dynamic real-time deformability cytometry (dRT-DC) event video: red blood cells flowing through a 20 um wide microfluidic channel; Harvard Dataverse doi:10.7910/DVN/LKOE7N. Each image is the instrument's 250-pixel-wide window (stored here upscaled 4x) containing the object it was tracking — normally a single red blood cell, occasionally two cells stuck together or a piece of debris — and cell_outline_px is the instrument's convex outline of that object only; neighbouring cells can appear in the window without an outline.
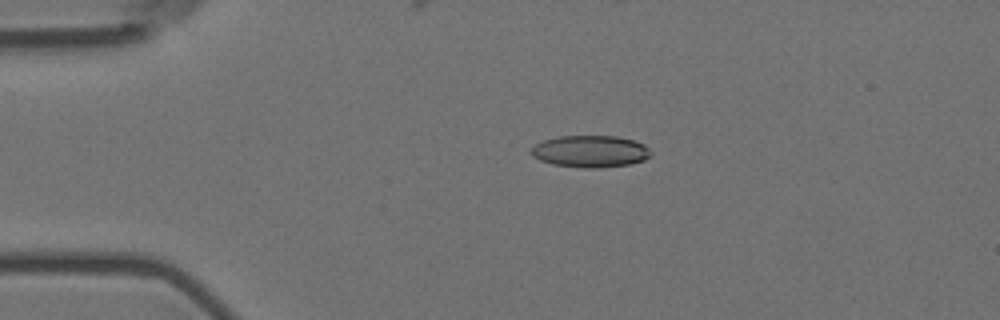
{"species": "Egyptian fruit bat (a non-hibernating species)", "species_latin": "Rousettus aegyptiacus", "temperature_condition": "room temperature", "stored_images_in_passage": 49, "camera_frame_rate_fps": 3000, "um_per_image_px": 0.085, "animal": {"sex": "female"}, "frame": {"image": 1, "passage_image": 4, "time_ms": 1.0, "image_size_px": [1000, 320], "cell_outline_px": [[652, 152], [644, 160], [632, 164], [596, 168], [584, 168], [552, 164], [540, 160], [532, 156], [528, 152], [536, 144], [544, 140], [560, 136], [616, 136], [632, 140], [644, 144]], "centroid_in_image_um": [50.16, 12.87], "position_along_channel_um": 34.8, "area_um2": 22.25}}
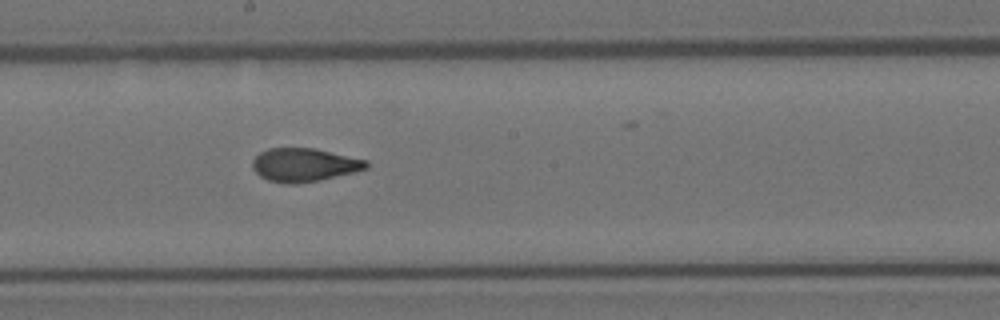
{"frame": {"image": 2, "passage_image": 23, "time_ms": 7.333, "image_size_px": [1000, 320], "cell_outline_px": [[368, 168], [356, 172], [320, 180], [296, 184], [288, 184], [268, 180], [260, 176], [252, 168], [252, 160], [260, 152], [268, 148], [316, 148], [368, 160]], "centroid_in_image_um": [25.87, 14.01], "position_along_channel_um": 222.3, "area_um2": 22.37}}
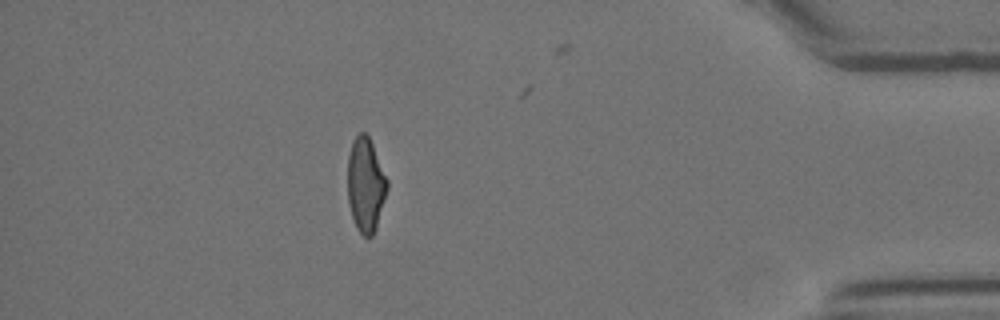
{"frame": {"image": 3, "passage_image": 42, "time_ms": 13.667, "image_size_px": [1000, 320], "cell_outline_px": [[388, 188], [376, 228], [372, 236], [364, 236], [356, 228], [352, 216], [348, 200], [348, 156], [352, 140], [360, 132], [364, 132], [368, 136], [372, 144], [388, 180]], "centroid_in_image_um": [31.08, 15.7], "position_along_channel_um": 404.1, "area_um2": 21.62}, "authors_computed_cell_mechanics": {"area_um2": 22.253, "velocity_mm_per_s": 3.5882, "shape_relaxation_time_tau1_ms": 5.8019, "shape_relaxation_time_tau2_ms": 1.7282, "deformation_change_tau1": 0.1784, "deformation_change_tau2": 0.0582}}